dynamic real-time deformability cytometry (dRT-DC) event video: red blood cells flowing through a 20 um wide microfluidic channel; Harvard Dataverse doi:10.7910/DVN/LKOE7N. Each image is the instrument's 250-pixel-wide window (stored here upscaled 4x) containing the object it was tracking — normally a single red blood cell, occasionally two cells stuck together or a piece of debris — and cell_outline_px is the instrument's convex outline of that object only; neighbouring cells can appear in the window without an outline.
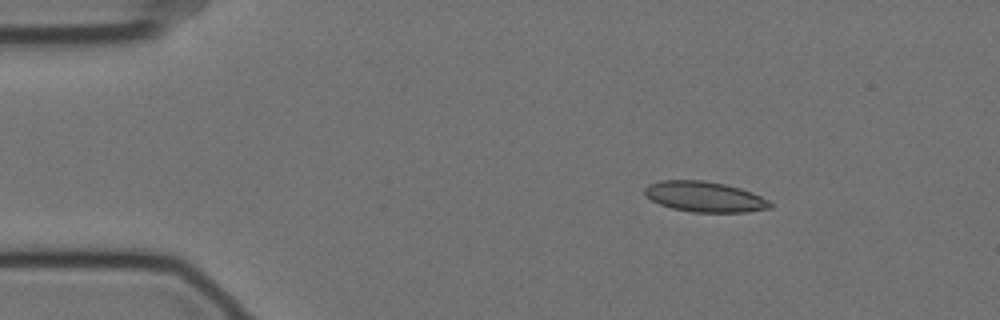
{"species": "Egyptian fruit bat (a non-hibernating species)", "species_latin": "Rousettus aegyptiacus", "temperature_condition": "cold", "stored_images_in_passage": 50, "camera_frame_rate_fps": 3000, "um_per_image_px": 0.085, "animal": {"sex": "female"}, "frame": {"image": 1, "passage_image": 1, "time_ms": 0.0, "image_size_px": [1000, 320], "cell_outline_px": [[772, 208], [748, 212], [692, 212], [672, 208], [660, 204], [644, 196], [644, 188], [648, 184], [660, 180], [704, 180], [724, 184], [740, 188], [752, 192], [768, 200], [772, 204]], "centroid_in_image_um": [59.88, 16.72], "position_along_channel_um": 25.1, "area_um2": 22.37}}
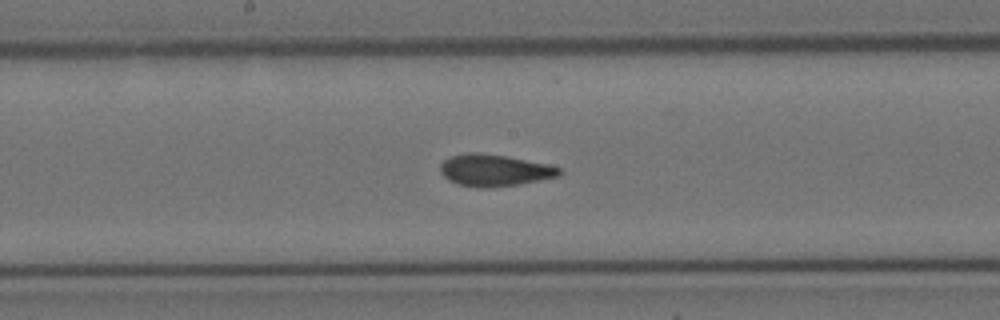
{"frame": {"image": 2, "passage_image": 22, "time_ms": 7.0, "image_size_px": [1000, 320], "cell_outline_px": [[564, 172], [560, 176], [540, 180], [516, 184], [484, 188], [480, 188], [456, 184], [448, 180], [440, 172], [440, 164], [448, 156], [468, 152], [480, 152], [504, 156], [544, 164], [560, 168]], "centroid_in_image_um": [41.97, 14.47], "position_along_channel_um": 206.2, "area_um2": 21.96}}
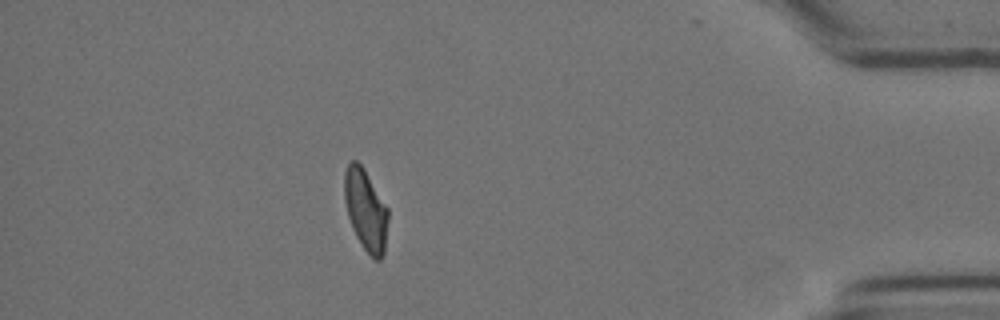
{"frame": {"image": 3, "passage_image": 43, "time_ms": 14.0, "image_size_px": [1000, 320], "cell_outline_px": [[388, 220], [384, 252], [380, 260], [376, 260], [364, 248], [356, 236], [352, 228], [348, 216], [344, 200], [344, 172], [348, 164], [352, 160], [356, 160], [364, 168], [388, 208]], "centroid_in_image_um": [31.08, 17.82], "position_along_channel_um": 404.1, "area_um2": 20.63}, "authors_computed_cell_mechanics": {"area_um2": 21.8195, "velocity_mm_per_s": 3.5189, "shape_relaxation_time_tau1_ms": null, "shape_relaxation_time_tau2_ms": 1.7084, "deformation_change_tau1": null, "deformation_change_tau2": 0.0797}}